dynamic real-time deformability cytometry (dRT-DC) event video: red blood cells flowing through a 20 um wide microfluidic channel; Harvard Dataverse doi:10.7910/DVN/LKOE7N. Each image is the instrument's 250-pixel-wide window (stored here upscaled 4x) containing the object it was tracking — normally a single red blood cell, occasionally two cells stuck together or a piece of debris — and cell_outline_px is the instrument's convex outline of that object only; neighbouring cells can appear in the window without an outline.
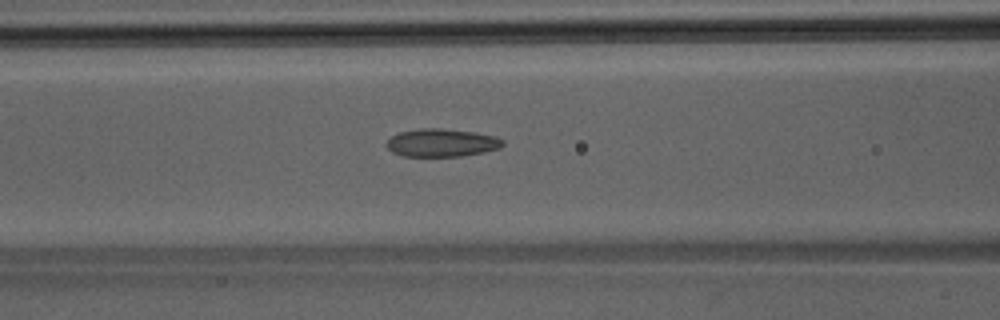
{"species": "Egyptian fruit bat (a non-hibernating species)", "species_latin": "Rousettus aegyptiacus", "temperature_condition": "room temperature", "stored_images_in_passage": 30, "camera_frame_rate_fps": 3000, "um_per_image_px": 0.085, "animal": {"sex": "male"}, "frame": {"image": 1, "passage_image": 9, "time_ms": 2.667, "image_size_px": [1000, 320], "cell_outline_px": [[504, 144], [500, 148], [484, 152], [460, 156], [404, 156], [392, 152], [384, 144], [392, 136], [400, 132], [420, 128], [440, 128], [472, 132], [496, 136], [504, 140]], "centroid_in_image_um": [37.54, 12.13], "position_along_channel_um": 129.1, "area_um2": 18.9}}
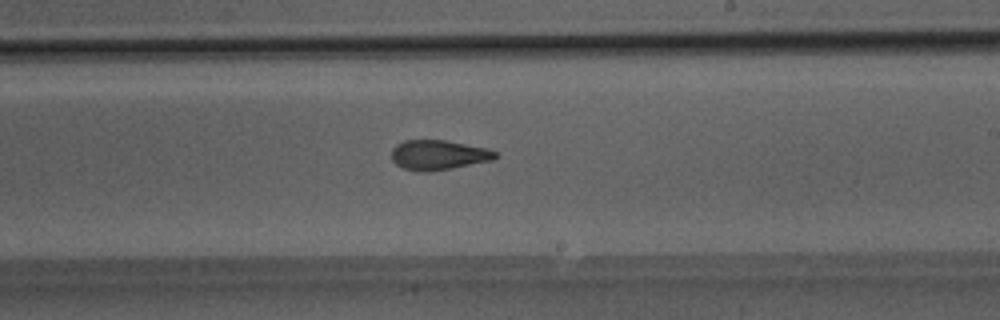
{"frame": {"image": 2, "passage_image": 17, "time_ms": 5.333, "image_size_px": [1000, 320], "cell_outline_px": [[496, 156], [492, 160], [452, 168], [428, 172], [416, 172], [404, 168], [396, 164], [392, 160], [392, 148], [396, 144], [404, 140], [448, 140], [488, 148], [496, 152]], "centroid_in_image_um": [37.24, 13.17], "position_along_channel_um": 251.8, "area_um2": 18.15}}
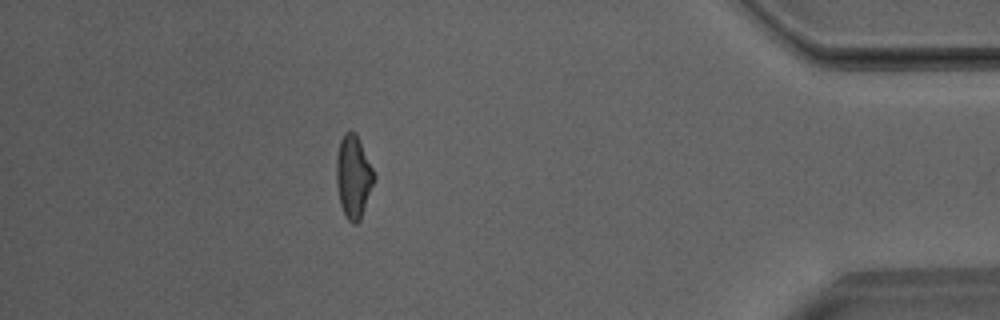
{"frame": {"image": 3, "passage_image": 30, "time_ms": 9.667, "image_size_px": [1000, 320], "cell_outline_px": [[376, 180], [360, 220], [356, 224], [352, 224], [348, 220], [340, 204], [336, 184], [336, 156], [340, 140], [344, 132], [356, 132], [376, 176]], "centroid_in_image_um": [30.04, 15.02], "position_along_channel_um": 405.2, "area_um2": 18.38}}